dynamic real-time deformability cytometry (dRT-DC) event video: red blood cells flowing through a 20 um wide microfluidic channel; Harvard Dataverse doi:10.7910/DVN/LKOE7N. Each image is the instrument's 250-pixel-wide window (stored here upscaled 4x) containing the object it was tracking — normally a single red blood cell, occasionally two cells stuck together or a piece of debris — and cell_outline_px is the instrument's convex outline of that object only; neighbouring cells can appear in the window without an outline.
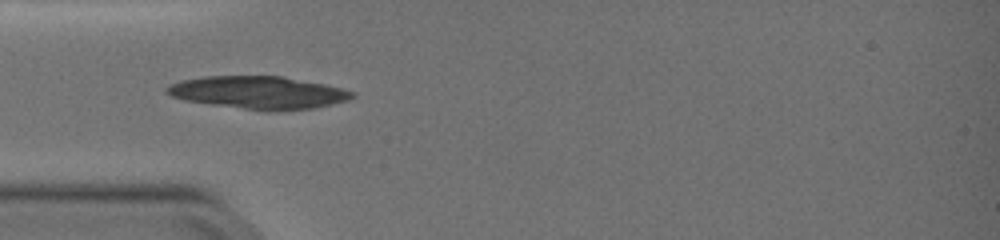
{"species": "common noctule bat (a hibernating species)", "species_latin": "Nyctalus noctula", "temperature_condition": "warm", "stored_images_in_passage": 4, "camera_frame_rate_fps": 3000, "um_per_image_px": 0.085, "animal": {"sex": "female", "body_mass_g": 19.0, "forearm_length_mm": 51.5}, "frame": {"image": 1, "passage_image": 1, "time_ms": 0.0, "image_size_px": [1000, 240], "cell_outline_px": [[356, 96], [348, 100], [312, 108], [268, 112], [184, 100], [172, 96], [164, 92], [164, 88], [180, 80], [204, 76], [284, 76], [324, 84], [356, 92]], "centroid_in_image_um": [21.96, 7.86], "position_along_channel_um": 63.0, "area_um2": 35.32}}
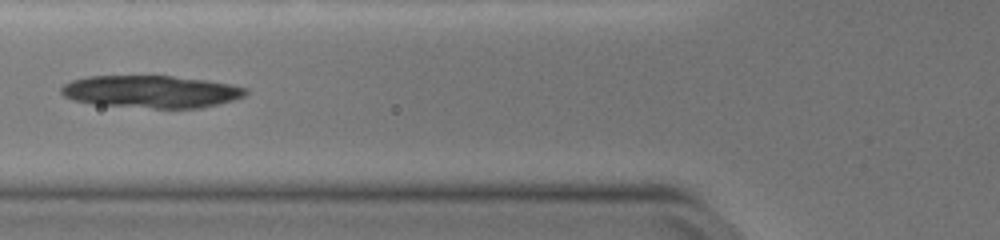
{"frame": {"image": 2, "passage_image": 3, "time_ms": 0.667, "image_size_px": [1000, 240], "cell_outline_px": [[248, 92], [244, 96], [232, 100], [200, 108], [152, 108], [96, 104], [72, 100], [64, 96], [60, 92], [60, 88], [64, 84], [72, 80], [88, 76], [172, 76], [204, 80], [232, 84], [248, 88]], "centroid_in_image_um": [12.84, 7.78], "position_along_channel_um": 113.0, "area_um2": 34.74}}